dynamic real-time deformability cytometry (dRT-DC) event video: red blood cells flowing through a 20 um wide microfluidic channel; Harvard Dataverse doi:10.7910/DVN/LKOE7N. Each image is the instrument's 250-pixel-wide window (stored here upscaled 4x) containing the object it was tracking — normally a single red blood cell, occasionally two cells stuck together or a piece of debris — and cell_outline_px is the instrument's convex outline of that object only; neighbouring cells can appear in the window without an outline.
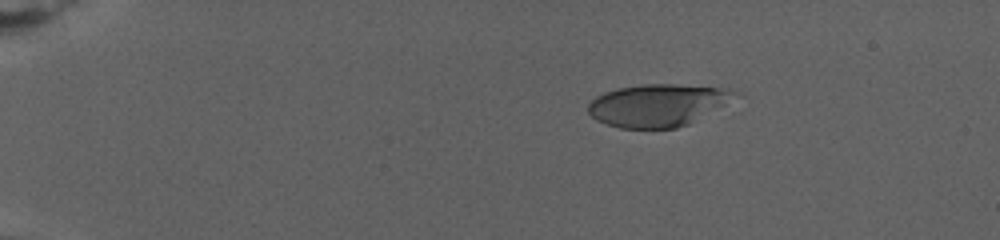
{"species": "human", "species_latin": "Homo sapiens", "temperature_condition": "warm", "stored_images_in_passage": 61, "camera_frame_rate_fps": 3000, "um_per_image_px": 0.085, "donor": {"sex": "female"}, "frame": {"image": 1, "passage_image": 13, "time_ms": 5.0, "image_size_px": [1000, 240], "cell_outline_px": [[744, 96], [688, 124], [676, 128], [620, 128], [596, 120], [588, 112], [588, 104], [596, 96], [604, 92], [616, 88], [640, 84], [676, 84], [728, 88], [740, 92]], "centroid_in_image_um": [56.0, 8.92], "position_along_channel_um": 29.0, "area_um2": 36.82}}
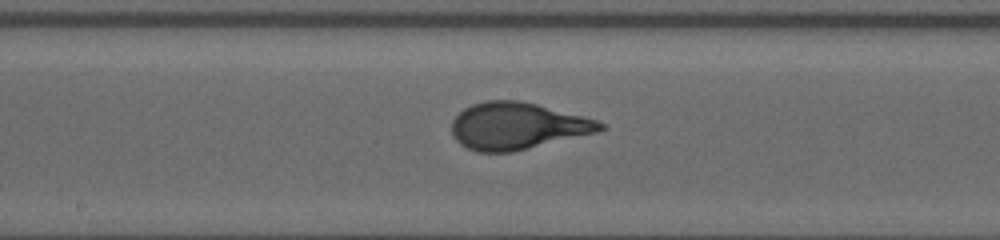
{"frame": {"image": 2, "passage_image": 33, "time_ms": 15.333, "image_size_px": [1000, 240], "cell_outline_px": [[608, 128], [596, 132], [512, 152], [476, 152], [460, 144], [452, 136], [452, 120], [464, 108], [472, 104], [488, 100], [520, 100], [536, 104], [596, 120], [604, 124]], "centroid_in_image_um": [43.92, 10.71], "position_along_channel_um": 204.3, "area_um2": 40.23}}
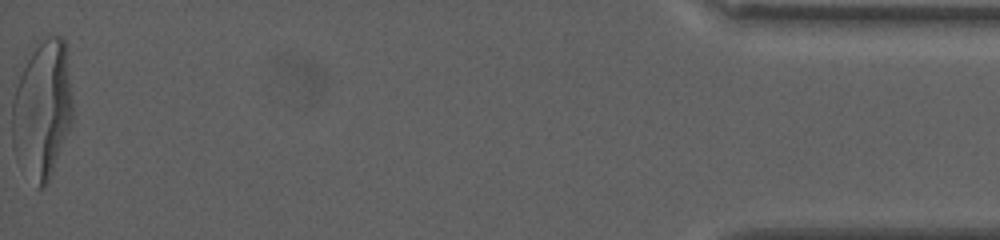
{"frame": {"image": 3, "passage_image": 61, "time_ms": 27.0, "image_size_px": [1000, 240], "cell_outline_px": [[72, 120], [48, 184], [44, 188], [36, 188], [12, 144], [12, 100], [20, 76], [32, 52], [48, 36], [60, 36], [64, 40], [72, 96]], "centroid_in_image_um": [3.61, 9.34], "position_along_channel_um": 431.6, "area_um2": 47.51}, "authors_computed_cell_mechanics": {"area_um2": 39.015, "velocity_mm_per_s": 2.6609, "shape_relaxation_time_tau1_ms": 6.8477, "shape_relaxation_time_tau2_ms": null, "deformation_change_tau1": 0.2574, "deformation_change_tau2": null}}